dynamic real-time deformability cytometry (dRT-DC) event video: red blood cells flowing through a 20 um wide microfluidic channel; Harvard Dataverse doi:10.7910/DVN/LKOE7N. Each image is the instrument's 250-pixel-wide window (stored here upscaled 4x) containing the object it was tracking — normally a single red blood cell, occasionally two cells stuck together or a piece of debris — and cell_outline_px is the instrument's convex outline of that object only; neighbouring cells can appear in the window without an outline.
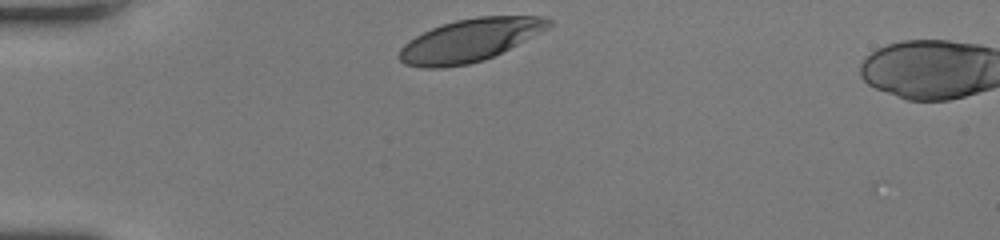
{"species": "human", "species_latin": "Homo sapiens", "temperature_condition": "room temperature", "stored_images_in_passage": 29, "camera_frame_rate_fps": 3000, "um_per_image_px": 0.085, "donor": {"sex": "female"}, "frame": {"image": 1, "passage_image": 1, "time_ms": 0.0, "image_size_px": [1000, 240], "cell_outline_px": [[552, 24], [548, 28], [484, 60], [468, 64], [444, 68], [420, 68], [404, 64], [396, 56], [400, 48], [408, 40], [432, 28], [456, 20], [476, 16], [544, 16], [552, 20]], "centroid_in_image_um": [39.88, 3.43], "position_along_channel_um": 45.1, "area_um2": 36.99}}
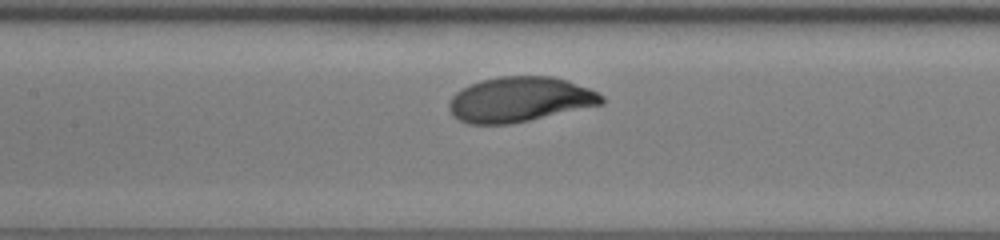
{"frame": {"image": 2, "passage_image": 12, "time_ms": 3.667, "image_size_px": [1000, 240], "cell_outline_px": [[604, 104], [512, 124], [468, 124], [452, 116], [448, 108], [448, 104], [452, 96], [456, 92], [480, 80], [500, 76], [552, 76], [568, 80], [588, 88], [604, 96]], "centroid_in_image_um": [44.18, 8.46], "position_along_channel_um": 163.2, "area_um2": 40.17}}
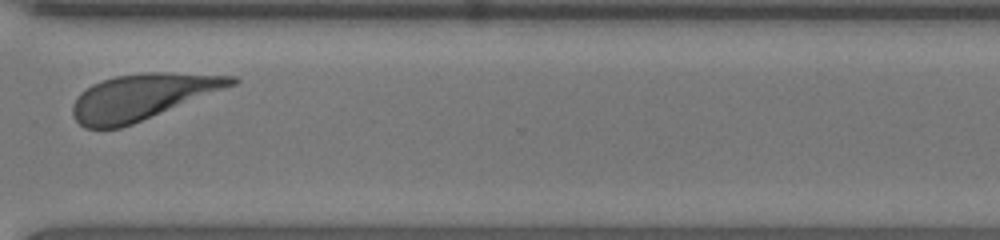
{"frame": {"image": 3, "passage_image": 26, "time_ms": 8.333, "image_size_px": [1000, 240], "cell_outline_px": [[240, 80], [236, 84], [132, 124], [120, 128], [84, 128], [72, 116], [72, 104], [76, 96], [80, 92], [92, 84], [116, 76], [140, 72], [164, 72], [236, 76]], "centroid_in_image_um": [12.05, 8.22], "position_along_channel_um": 358.6, "area_um2": 42.14}, "authors_computed_cell_mechanics": {"area_um2": 40.171, "velocity_mm_per_s": 4.1679, "shape_relaxation_time_tau1_ms": 2.3099, "shape_relaxation_time_tau2_ms": null, "deformation_change_tau1": 0.1496, "deformation_change_tau2": null}}